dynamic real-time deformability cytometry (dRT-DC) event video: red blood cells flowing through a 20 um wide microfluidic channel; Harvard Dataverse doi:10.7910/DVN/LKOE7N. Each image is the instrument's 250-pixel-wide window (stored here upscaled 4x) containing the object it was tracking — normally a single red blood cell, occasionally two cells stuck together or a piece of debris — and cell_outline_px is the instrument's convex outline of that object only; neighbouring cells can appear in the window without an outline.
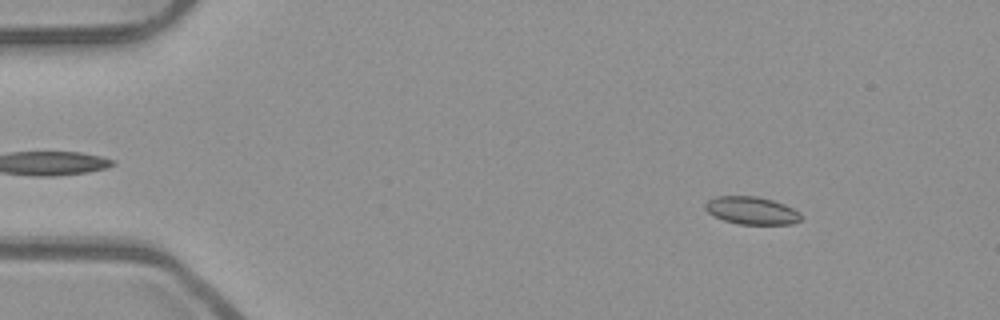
{"species": "common noctule bat (a hibernating species)", "species_latin": "Nyctalus noctula", "temperature_condition": "room temperature", "stored_images_in_passage": 53, "camera_frame_rate_fps": 3000, "um_per_image_px": 0.085, "animal": {"sex": "male", "body_mass_g": 23.1, "forearm_length_mm": 52.7}, "frame": {"image": 1, "passage_image": 7, "time_ms": 2.0, "image_size_px": [1000, 320], "cell_outline_px": [[800, 220], [792, 224], [740, 224], [724, 220], [708, 212], [704, 208], [704, 204], [708, 200], [716, 196], [756, 196], [772, 200], [784, 204], [800, 212]], "centroid_in_image_um": [63.88, 17.89], "position_along_channel_um": 21.1, "area_um2": 15.32}}
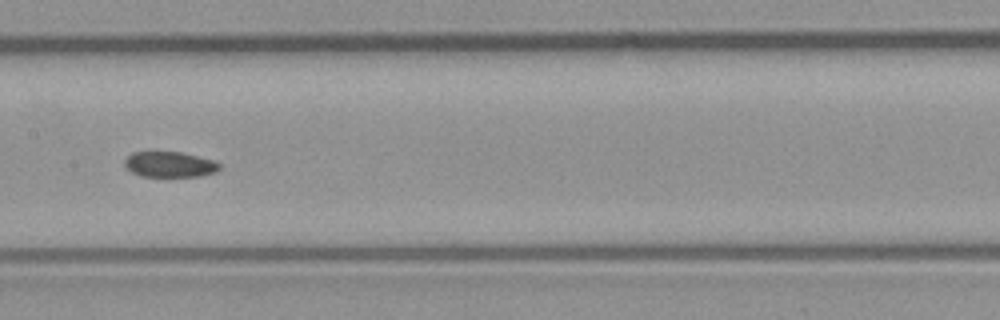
{"frame": {"image": 2, "passage_image": 27, "time_ms": 8.667, "image_size_px": [1000, 320], "cell_outline_px": [[220, 168], [216, 172], [200, 176], [140, 176], [132, 172], [124, 164], [124, 160], [132, 152], [180, 152], [212, 160], [220, 164]], "centroid_in_image_um": [14.41, 13.98], "position_along_channel_um": 193.0, "area_um2": 13.93}}
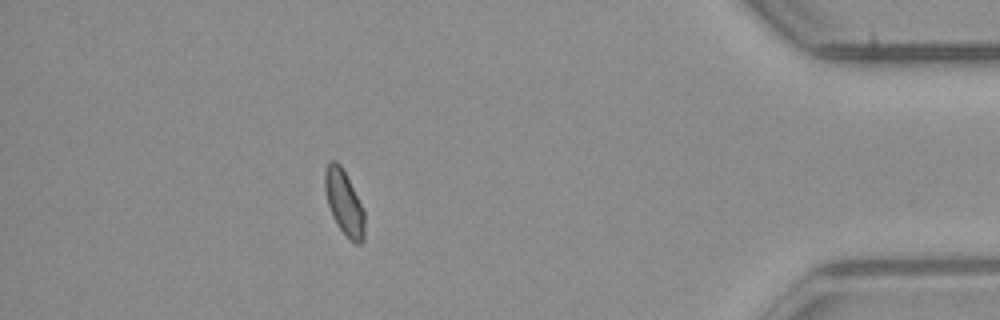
{"frame": {"image": 3, "passage_image": 47, "time_ms": 15.333, "image_size_px": [1000, 320], "cell_outline_px": [[364, 240], [360, 244], [356, 244], [336, 224], [332, 216], [328, 204], [324, 188], [324, 172], [328, 160], [336, 160], [340, 164], [364, 212]], "centroid_in_image_um": [29.21, 17.2], "position_along_channel_um": 406.0, "area_um2": 14.62}, "authors_computed_cell_mechanics": {"area_um2": 15.2014, "velocity_mm_per_s": 3.9474, "shape_relaxation_time_tau1_ms": null, "shape_relaxation_time_tau2_ms": 2.3468, "deformation_change_tau1": null, "deformation_change_tau2": 0.0617}}